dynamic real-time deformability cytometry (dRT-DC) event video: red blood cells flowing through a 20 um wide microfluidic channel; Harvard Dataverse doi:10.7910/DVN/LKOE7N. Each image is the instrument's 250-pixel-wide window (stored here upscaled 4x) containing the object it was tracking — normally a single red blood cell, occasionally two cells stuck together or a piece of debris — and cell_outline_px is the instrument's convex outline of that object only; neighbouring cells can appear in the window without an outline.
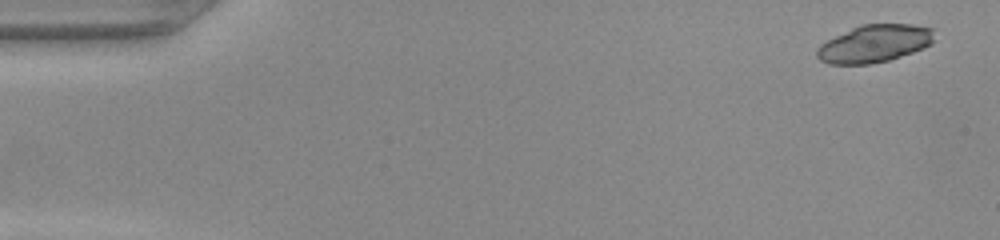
{"species": "common noctule bat (a hibernating species)", "species_latin": "Nyctalus noctula", "temperature_condition": "warm", "stored_images_in_passage": 48, "camera_frame_rate_fps": 3000, "um_per_image_px": 0.085, "animal": {"sex": "female", "body_mass_g": 22.0, "forearm_length_mm": 56.7}, "frame": {"image": 1, "passage_image": 1, "time_ms": 0.0, "image_size_px": [1000, 240], "cell_outline_px": [[936, 28], [932, 44], [924, 48], [888, 60], [868, 64], [828, 64], [820, 60], [816, 56], [816, 48], [820, 44], [860, 24], [912, 24]], "centroid_in_image_um": [74.36, 3.7], "position_along_channel_um": 10.6, "area_um2": 25.78}}
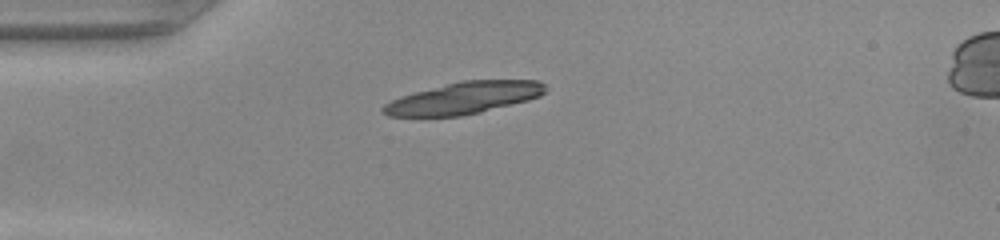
{"frame": {"image": 2, "passage_image": 12, "time_ms": 3.667, "image_size_px": [1000, 240], "cell_outline_px": [[544, 92], [540, 96], [528, 100], [480, 112], [460, 116], [388, 116], [380, 112], [380, 108], [384, 104], [400, 96], [460, 80], [540, 80], [544, 84]], "centroid_in_image_um": [39.4, 8.33], "position_along_channel_um": 45.6, "area_um2": 30.0}}